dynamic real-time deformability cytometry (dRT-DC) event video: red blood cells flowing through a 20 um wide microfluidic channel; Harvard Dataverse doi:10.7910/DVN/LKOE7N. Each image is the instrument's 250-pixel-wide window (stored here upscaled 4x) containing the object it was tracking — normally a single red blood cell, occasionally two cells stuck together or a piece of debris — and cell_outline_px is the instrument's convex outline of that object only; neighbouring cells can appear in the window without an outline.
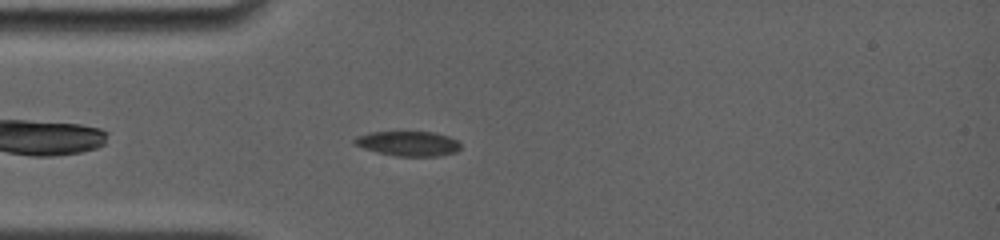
{"species": "common noctule bat (a hibernating species)", "species_latin": "Nyctalus noctula", "temperature_condition": "room temperature", "stored_images_in_passage": 28, "camera_frame_rate_fps": 4000, "um_per_image_px": 0.085, "animal": {"sex": "female", "body_mass_g": 19.0, "forearm_length_mm": 56.7}, "frame": {"image": 1, "passage_image": 3, "time_ms": 1.0, "image_size_px": [1000, 240], "cell_outline_px": [[460, 148], [456, 152], [436, 156], [396, 156], [376, 152], [364, 148], [356, 144], [352, 140], [356, 136], [368, 132], [436, 132], [448, 136], [456, 140], [460, 144]], "centroid_in_image_um": [34.68, 12.2], "position_along_channel_um": 50.3, "area_um2": 15.32}}
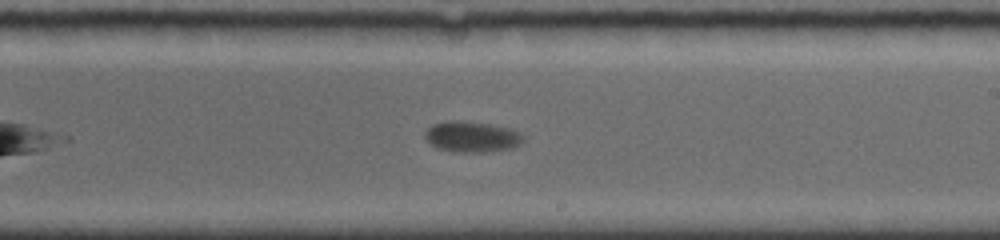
{"frame": {"image": 2, "passage_image": 14, "time_ms": 6.5, "image_size_px": [1000, 240], "cell_outline_px": [[524, 140], [520, 144], [512, 148], [484, 152], [460, 152], [436, 148], [424, 136], [424, 132], [432, 124], [444, 120], [460, 120], [492, 124], [512, 128], [520, 132], [524, 136]], "centroid_in_image_um": [40.12, 11.6], "position_along_channel_um": 248.9, "area_um2": 17.92}}
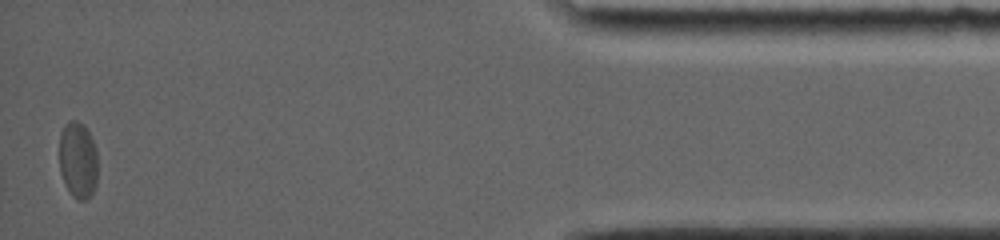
{"frame": {"image": 3, "passage_image": 28, "time_ms": 13.0, "image_size_px": [1000, 240], "cell_outline_px": [[96, 184], [92, 192], [84, 200], [76, 200], [72, 196], [64, 184], [60, 172], [60, 132], [64, 124], [68, 120], [76, 120], [88, 132], [92, 140], [96, 152]], "centroid_in_image_um": [6.59, 13.62], "position_along_channel_um": 428.6, "area_um2": 16.94}, "authors_computed_cell_mechanics": {"area_um2": 17.4845, "velocity_mm_per_s": 3.7166, "shape_relaxation_time_tau1_ms": 2.4661, "shape_relaxation_time_tau2_ms": null, "deformation_change_tau1": 0.0932, "deformation_change_tau2": null}}